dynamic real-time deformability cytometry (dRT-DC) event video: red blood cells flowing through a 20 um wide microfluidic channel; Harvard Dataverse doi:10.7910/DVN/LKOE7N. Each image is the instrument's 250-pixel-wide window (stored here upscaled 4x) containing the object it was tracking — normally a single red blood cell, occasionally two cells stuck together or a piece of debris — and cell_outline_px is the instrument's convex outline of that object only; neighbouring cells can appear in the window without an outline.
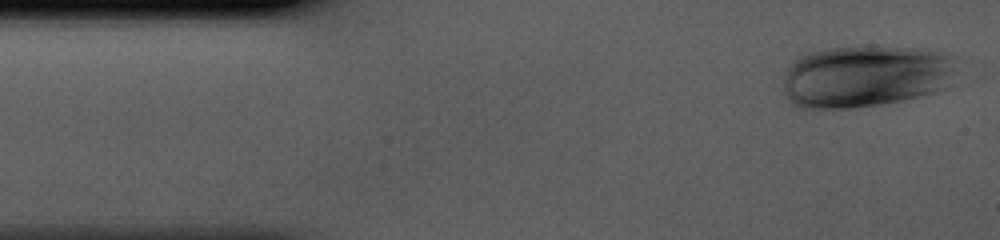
{"species": "human", "species_latin": "Homo sapiens", "temperature_condition": "cold", "stored_images_in_passage": 38, "camera_frame_rate_fps": 3000, "um_per_image_px": 0.085, "donor": {"sex": "male"}, "frame": {"image": 1, "passage_image": 1, "time_ms": 0.0, "image_size_px": [1000, 240], "cell_outline_px": [[964, 60], [944, 88], [920, 96], [904, 100], [880, 104], [852, 108], [796, 108], [784, 96], [784, 76], [788, 68], [800, 56], [812, 52], [828, 48], [864, 44], [912, 48], [952, 56]], "centroid_in_image_um": [73.58, 6.46], "position_along_channel_um": 11.4, "area_um2": 63.75}}
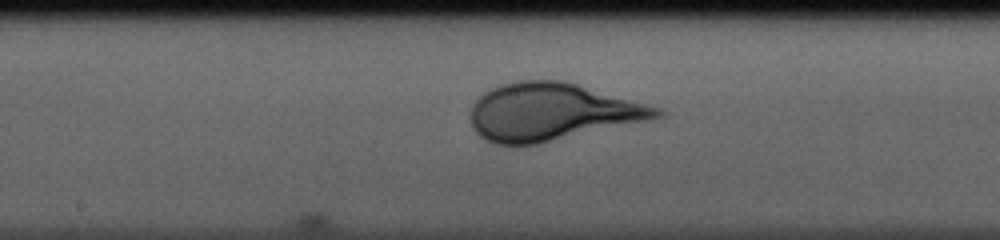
{"frame": {"image": 2, "passage_image": 20, "time_ms": 6.333, "image_size_px": [1000, 240], "cell_outline_px": [[664, 116], [652, 120], [540, 144], [496, 144], [484, 140], [472, 128], [472, 108], [476, 100], [484, 92], [500, 84], [516, 80], [564, 80], [660, 108], [664, 112]], "centroid_in_image_um": [46.93, 9.52], "position_along_channel_um": 201.3, "area_um2": 62.42}}
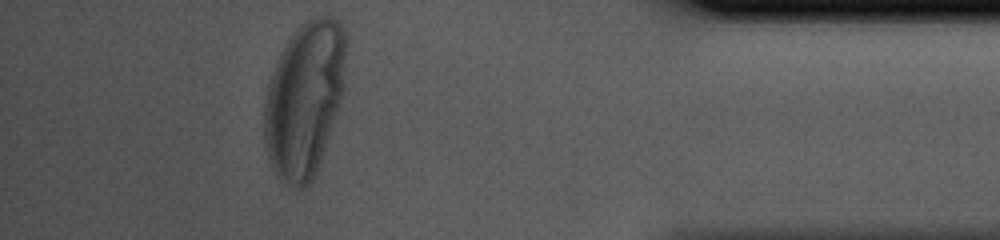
{"frame": {"image": 3, "passage_image": 37, "time_ms": 12.0, "image_size_px": [1000, 240], "cell_outline_px": [[348, 44], [344, 92], [340, 112], [320, 168], [308, 188], [296, 188], [280, 180], [276, 176], [268, 160], [264, 144], [264, 104], [268, 84], [272, 72], [280, 52], [296, 28], [304, 20], [312, 16], [328, 12], [336, 16], [340, 20], [344, 28]], "centroid_in_image_um": [25.95, 8.41], "position_along_channel_um": 409.2, "area_um2": 77.11}}